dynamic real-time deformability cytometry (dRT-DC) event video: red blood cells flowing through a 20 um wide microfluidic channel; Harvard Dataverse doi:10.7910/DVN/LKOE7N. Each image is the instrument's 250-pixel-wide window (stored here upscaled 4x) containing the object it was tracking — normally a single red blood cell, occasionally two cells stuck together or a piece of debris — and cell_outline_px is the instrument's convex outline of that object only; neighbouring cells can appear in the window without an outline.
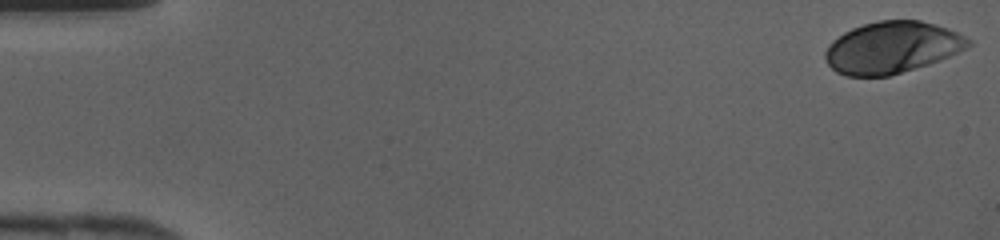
{"species": "human", "species_latin": "Homo sapiens", "temperature_condition": "cold", "stored_images_in_passage": 37, "camera_frame_rate_fps": 3000, "um_per_image_px": 0.085, "donor": {"sex": "female"}, "frame": {"image": 1, "passage_image": 1, "time_ms": 0.0, "image_size_px": [1000, 240], "cell_outline_px": [[972, 44], [948, 56], [928, 64], [888, 76], [844, 76], [836, 72], [824, 60], [824, 52], [828, 44], [832, 40], [844, 32], [852, 28], [864, 24], [880, 20], [920, 20], [936, 24], [948, 28], [972, 40]], "centroid_in_image_um": [75.77, 4.03], "position_along_channel_um": 9.2, "area_um2": 43.0}}
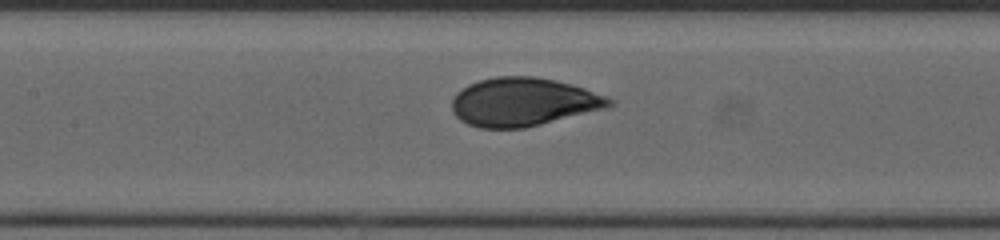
{"frame": {"image": 2, "passage_image": 20, "time_ms": 6.333, "image_size_px": [1000, 240], "cell_outline_px": [[616, 104], [608, 108], [524, 128], [480, 128], [468, 124], [460, 120], [452, 112], [452, 96], [456, 92], [468, 84], [480, 80], [496, 76], [532, 76], [556, 80], [584, 88], [608, 96], [616, 100]], "centroid_in_image_um": [44.5, 8.66], "position_along_channel_um": 162.9, "area_um2": 44.74}}
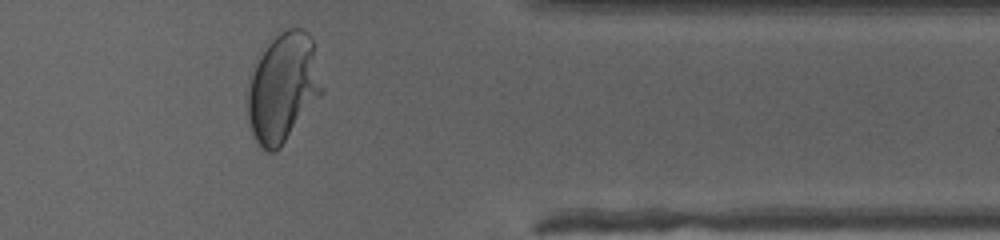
{"frame": {"image": 3, "passage_image": 35, "time_ms": 11.333, "image_size_px": [1000, 240], "cell_outline_px": [[324, 92], [280, 148], [276, 152], [264, 152], [260, 148], [252, 132], [248, 120], [248, 76], [260, 56], [268, 44], [280, 32], [288, 28], [304, 28], [312, 36], [324, 88]], "centroid_in_image_um": [24.07, 7.45], "position_along_channel_um": 387.3, "area_um2": 47.63}}